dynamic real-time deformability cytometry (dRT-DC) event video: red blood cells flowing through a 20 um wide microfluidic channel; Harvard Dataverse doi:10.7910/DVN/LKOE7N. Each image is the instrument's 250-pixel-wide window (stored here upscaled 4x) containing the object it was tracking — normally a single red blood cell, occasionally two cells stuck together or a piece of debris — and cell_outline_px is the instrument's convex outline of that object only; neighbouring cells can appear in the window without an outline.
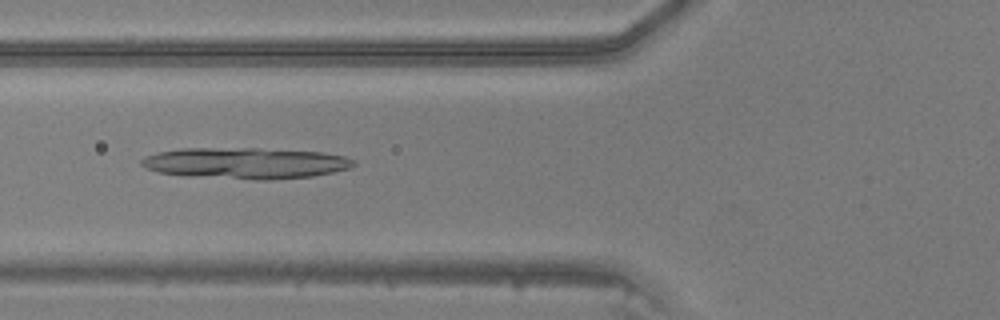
{"species": "common noctule bat (a hibernating species)", "species_latin": "Nyctalus noctula", "temperature_condition": "warm", "stored_images_in_passage": 26, "camera_frame_rate_fps": 3000, "um_per_image_px": 0.085, "animal": {"sex": "male", "body_mass_g": 20.5, "forearm_length_mm": 52.5}, "frame": {"image": 1, "passage_image": 6, "time_ms": 1.667, "image_size_px": [1000, 320], "cell_outline_px": [[356, 164], [348, 168], [332, 172], [312, 176], [268, 180], [260, 180], [188, 176], [160, 172], [148, 168], [140, 164], [140, 160], [144, 156], [156, 152], [180, 148], [260, 148], [320, 152], [344, 156], [356, 160]], "centroid_in_image_um": [20.85, 13.86], "position_along_channel_um": 104.9, "area_um2": 38.61}}
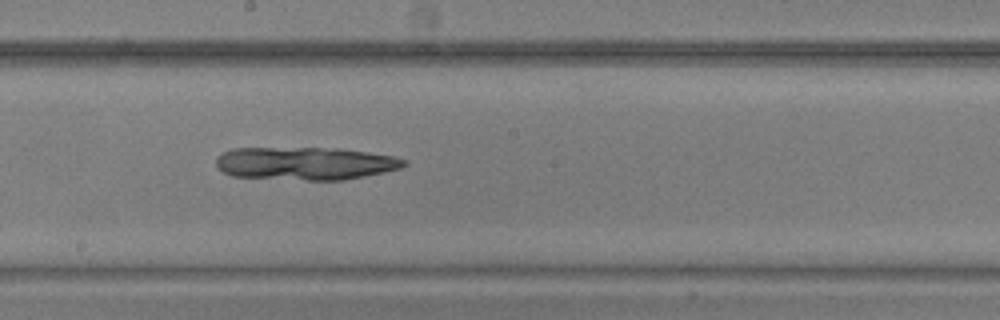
{"frame": {"image": 2, "passage_image": 14, "time_ms": 4.333, "image_size_px": [1000, 320], "cell_outline_px": [[408, 164], [400, 168], [384, 172], [344, 180], [308, 180], [232, 176], [216, 168], [216, 156], [220, 152], [232, 148], [340, 148], [368, 152], [392, 156], [408, 160]], "centroid_in_image_um": [25.92, 13.88], "position_along_channel_um": 222.3, "area_um2": 36.3}}
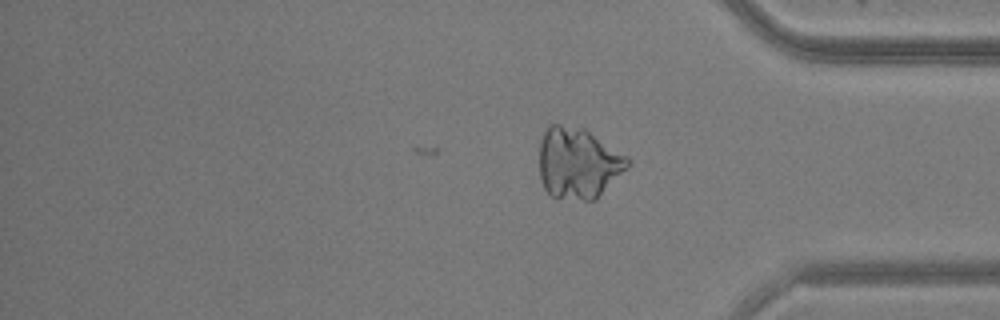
{"frame": {"image": 3, "passage_image": 26, "time_ms": 8.333, "image_size_px": [1000, 320], "cell_outline_px": [[632, 160], [596, 200], [584, 200], [552, 196], [544, 188], [540, 180], [540, 140], [548, 124], [560, 124], [584, 128], [628, 156]], "centroid_in_image_um": [49.12, 13.84], "position_along_channel_um": 386.1, "area_um2": 36.41}}